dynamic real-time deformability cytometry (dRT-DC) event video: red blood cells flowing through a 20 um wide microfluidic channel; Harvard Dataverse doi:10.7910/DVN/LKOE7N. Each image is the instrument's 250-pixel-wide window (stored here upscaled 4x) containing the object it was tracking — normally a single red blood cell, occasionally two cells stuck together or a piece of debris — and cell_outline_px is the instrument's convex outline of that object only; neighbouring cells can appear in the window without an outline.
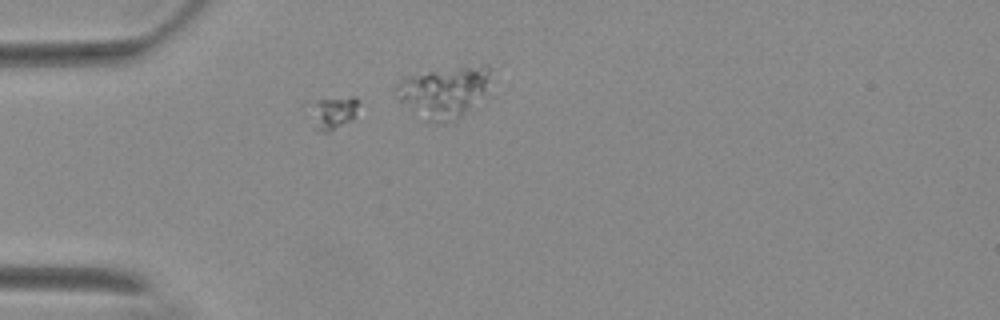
{"species": "Egyptian fruit bat (a non-hibernating species)", "species_latin": "Rousettus aegyptiacus", "temperature_condition": "warm", "stored_images_in_passage": 9, "camera_frame_rate_fps": 3000, "um_per_image_px": 0.085, "animal": {"sex": "female"}, "frame": {"image": 1, "passage_image": 6, "time_ms": 1.667, "image_size_px": [1000, 320], "cell_outline_px": [[360, 100], [352, 120], [328, 132], [316, 132], [312, 128], [300, 108], [300, 104], [304, 100], [348, 96], [356, 96]], "centroid_in_image_um": [28.0, 9.53], "position_along_channel_um": 57.0, "area_um2": 11.16}}